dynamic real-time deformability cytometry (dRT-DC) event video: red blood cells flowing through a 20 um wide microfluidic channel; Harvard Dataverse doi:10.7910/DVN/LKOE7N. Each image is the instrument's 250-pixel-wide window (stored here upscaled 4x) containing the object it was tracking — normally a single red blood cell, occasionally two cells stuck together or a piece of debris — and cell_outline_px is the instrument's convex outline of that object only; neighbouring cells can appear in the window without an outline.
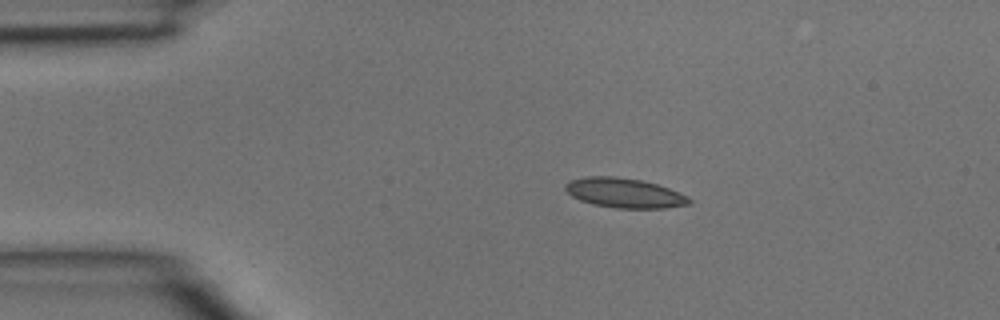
{"species": "common noctule bat (a hibernating species)", "species_latin": "Nyctalus noctula", "temperature_condition": "room temperature", "stored_images_in_passage": 2, "camera_frame_rate_fps": 3000, "um_per_image_px": 0.085, "animal": {"sex": "male", "body_mass_g": 15.6}, "frame": {"image": 1, "passage_image": 1, "time_ms": 0.0, "image_size_px": [1000, 320], "cell_outline_px": [[692, 204], [664, 208], [616, 208], [592, 204], [580, 200], [572, 196], [564, 188], [564, 184], [572, 180], [588, 176], [612, 176], [640, 180], [656, 184], [668, 188], [688, 196], [692, 200]], "centroid_in_image_um": [53.09, 16.41], "position_along_channel_um": 31.9, "area_um2": 21.33}}